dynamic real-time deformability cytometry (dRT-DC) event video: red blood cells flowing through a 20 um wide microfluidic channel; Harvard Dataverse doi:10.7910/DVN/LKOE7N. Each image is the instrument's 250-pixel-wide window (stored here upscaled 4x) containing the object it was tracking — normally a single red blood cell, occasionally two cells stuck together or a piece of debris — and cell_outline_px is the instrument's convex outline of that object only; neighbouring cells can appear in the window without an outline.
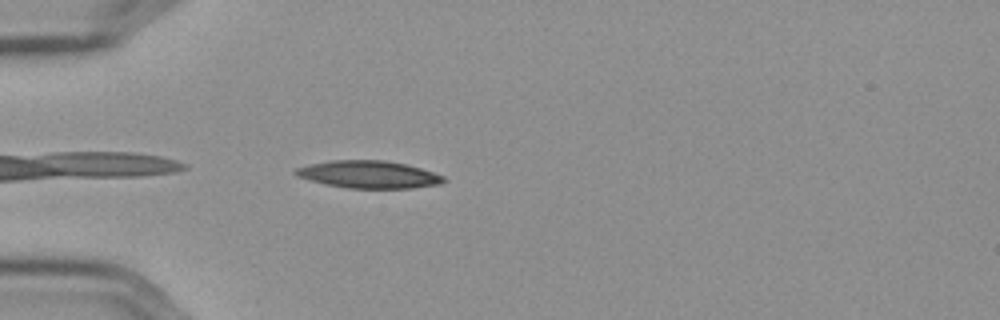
{"species": "Egyptian fruit bat (a non-hibernating species)", "species_latin": "Rousettus aegyptiacus", "temperature_condition": "cold", "stored_images_in_passage": 26, "camera_frame_rate_fps": 3000, "um_per_image_px": 0.085, "frame": {"image": 1, "passage_image": 1, "time_ms": 0.0, "image_size_px": [1000, 320], "cell_outline_px": [[448, 180], [440, 184], [412, 188], [348, 188], [328, 184], [312, 180], [300, 176], [292, 172], [296, 168], [312, 164], [332, 160], [384, 160], [404, 164], [420, 168], [444, 176]], "centroid_in_image_um": [31.4, 14.83], "position_along_channel_um": 53.6, "area_um2": 23.29}}
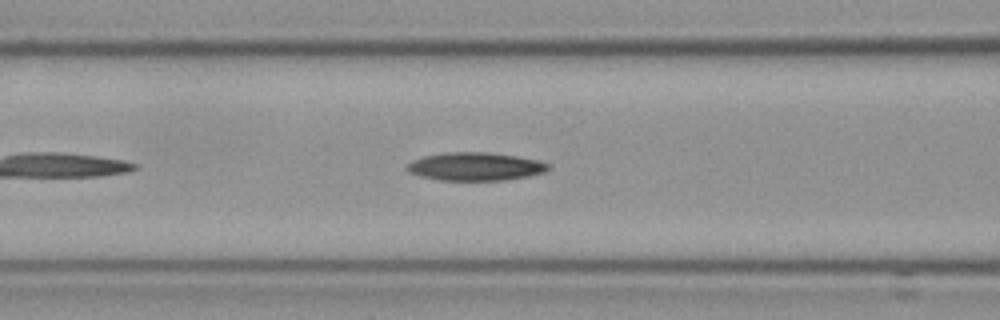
{"frame": {"image": 2, "passage_image": 8, "time_ms": 2.333, "image_size_px": [1000, 320], "cell_outline_px": [[548, 168], [544, 172], [528, 176], [504, 180], [440, 180], [420, 176], [408, 172], [404, 168], [412, 160], [424, 156], [444, 152], [484, 152], [516, 156], [536, 160], [548, 164]], "centroid_in_image_um": [40.33, 14.15], "position_along_channel_um": 126.3, "area_um2": 23.0}}
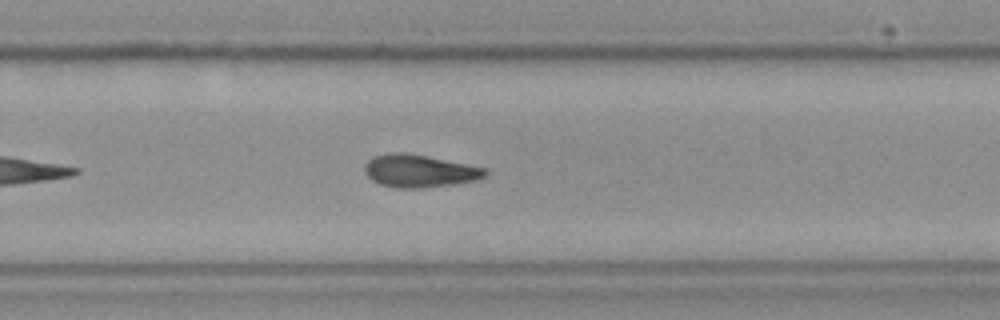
{"frame": {"image": 3, "passage_image": 22, "time_ms": 7.0, "image_size_px": [1000, 320], "cell_outline_px": [[488, 172], [484, 176], [472, 180], [452, 184], [416, 188], [396, 188], [380, 184], [372, 180], [364, 172], [364, 164], [372, 156], [388, 152], [404, 152], [484, 168]], "centroid_in_image_um": [35.53, 14.52], "position_along_channel_um": 294.3, "area_um2": 22.48}}